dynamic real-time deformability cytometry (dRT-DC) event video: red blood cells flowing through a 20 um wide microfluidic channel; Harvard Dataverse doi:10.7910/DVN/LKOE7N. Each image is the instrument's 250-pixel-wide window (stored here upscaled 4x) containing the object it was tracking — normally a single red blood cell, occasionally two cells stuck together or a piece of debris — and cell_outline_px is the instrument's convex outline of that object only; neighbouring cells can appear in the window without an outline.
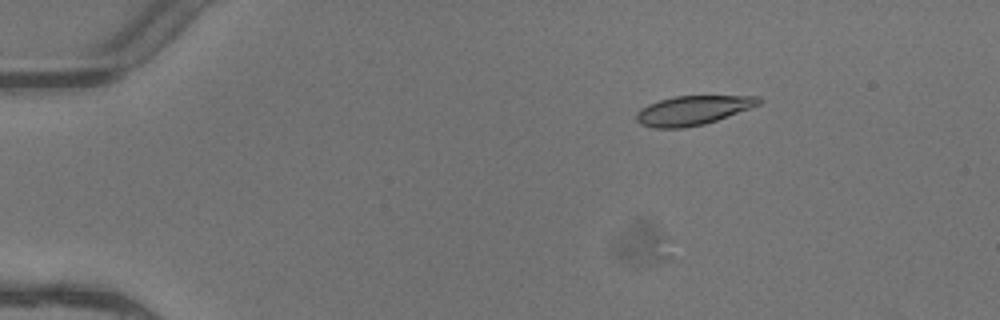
{"species": "common noctule bat (a hibernating species)", "species_latin": "Nyctalus noctula", "temperature_condition": "warm", "stored_images_in_passage": 5, "camera_frame_rate_fps": 3000, "um_per_image_px": 0.085, "animal": {"sex": "female"}, "frame": {"image": 1, "passage_image": 3, "time_ms": 0.667, "image_size_px": [1000, 320], "cell_outline_px": [[764, 100], [760, 104], [716, 120], [704, 124], [684, 128], [652, 128], [640, 124], [636, 120], [636, 112], [640, 108], [648, 104], [660, 100], [676, 96], [760, 96]], "centroid_in_image_um": [58.86, 9.38], "position_along_channel_um": 26.1, "area_um2": 20.81}}
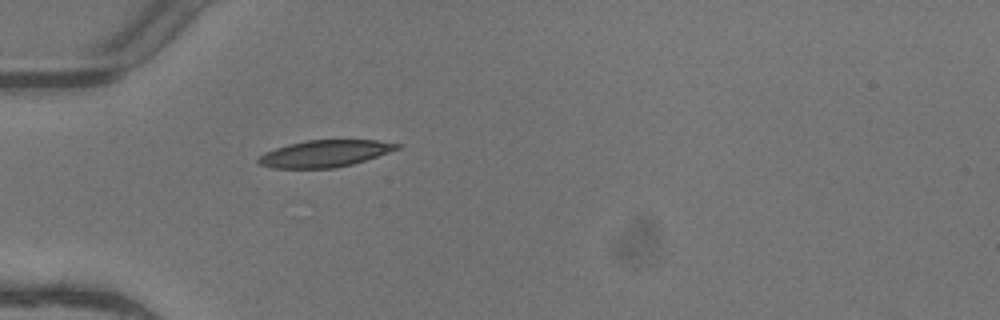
{"frame": {"image": 2, "passage_image": 5, "time_ms": 1.333, "image_size_px": [1000, 320], "cell_outline_px": [[400, 148], [352, 164], [336, 168], [272, 168], [260, 164], [256, 160], [264, 152], [288, 144], [308, 140], [376, 140], [400, 144]], "centroid_in_image_um": [27.57, 13.05], "position_along_channel_um": 57.4, "area_um2": 21.44}}